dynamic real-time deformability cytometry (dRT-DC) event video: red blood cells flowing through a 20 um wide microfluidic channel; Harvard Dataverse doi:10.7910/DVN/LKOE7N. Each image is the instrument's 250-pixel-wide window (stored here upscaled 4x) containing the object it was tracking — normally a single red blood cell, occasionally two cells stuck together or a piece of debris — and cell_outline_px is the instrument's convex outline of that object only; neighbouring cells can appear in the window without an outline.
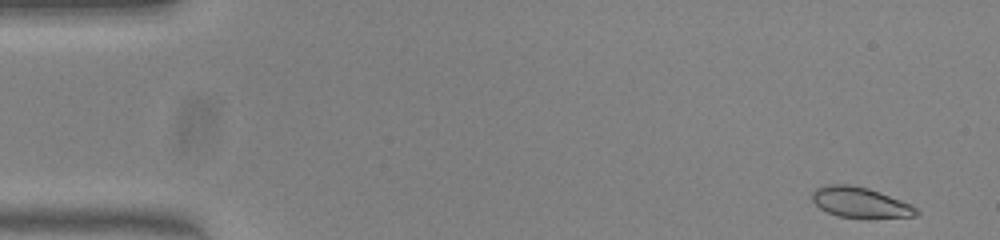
{"species": "common noctule bat (a hibernating species)", "species_latin": "Nyctalus noctula", "temperature_condition": "warm", "stored_images_in_passage": 7, "camera_frame_rate_fps": 3000, "um_per_image_px": 0.085, "animal": {"sex": "female", "body_mass_g": 23.0, "forearm_length_mm": 53.4}, "frame": {"image": 1, "passage_image": 1, "time_ms": 0.0, "image_size_px": [1000, 240], "cell_outline_px": [[920, 212], [916, 216], [840, 216], [828, 212], [820, 208], [812, 200], [812, 192], [816, 188], [832, 184], [848, 184], [868, 188], [900, 200], [916, 208]], "centroid_in_image_um": [73.06, 17.17], "position_along_channel_um": 11.9, "area_um2": 17.63}}